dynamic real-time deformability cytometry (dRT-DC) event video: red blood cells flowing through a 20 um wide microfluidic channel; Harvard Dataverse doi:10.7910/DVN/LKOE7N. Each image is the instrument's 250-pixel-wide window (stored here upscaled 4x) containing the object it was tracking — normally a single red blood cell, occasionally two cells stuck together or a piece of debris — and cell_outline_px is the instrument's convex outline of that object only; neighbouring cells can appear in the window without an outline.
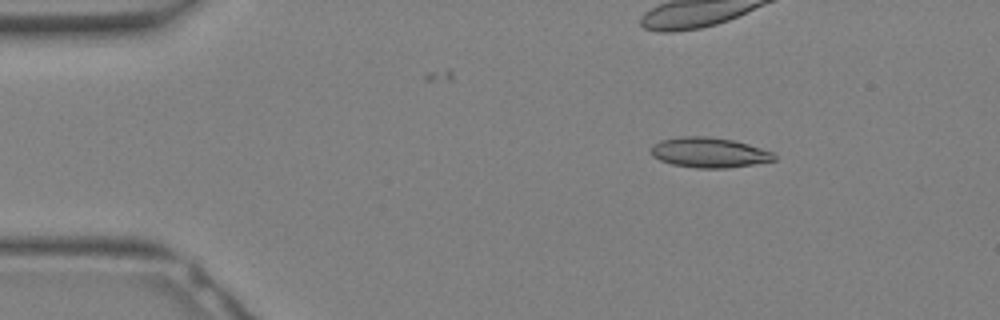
{"species": "Egyptian fruit bat (a non-hibernating species)", "species_latin": "Rousettus aegyptiacus", "temperature_condition": "warm", "stored_images_in_passage": 32, "camera_frame_rate_fps": 3000, "um_per_image_px": 0.085, "animal": {"sex": "female"}, "frame": {"image": 1, "passage_image": 5, "time_ms": 1.333, "image_size_px": [1000, 320], "cell_outline_px": [[776, 160], [752, 164], [724, 168], [696, 168], [672, 164], [660, 160], [652, 156], [652, 144], [660, 140], [680, 136], [708, 136], [732, 140], [748, 144], [772, 152], [776, 156]], "centroid_in_image_um": [60.25, 12.96], "position_along_channel_um": 24.8, "area_um2": 21.5}}